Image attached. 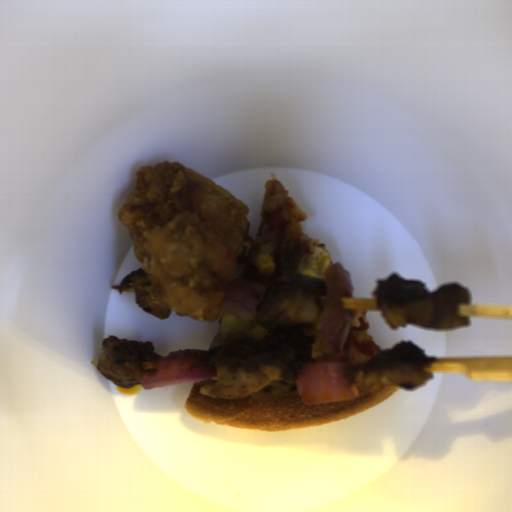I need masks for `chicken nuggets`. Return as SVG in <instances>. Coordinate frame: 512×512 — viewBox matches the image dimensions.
Returning <instances> with one entry per match:
<instances>
[{"mask_svg": "<svg viewBox=\"0 0 512 512\" xmlns=\"http://www.w3.org/2000/svg\"><path fill=\"white\" fill-rule=\"evenodd\" d=\"M165 355L156 354L150 340H133L109 335L100 342L96 369L112 384L131 389L142 382L146 374Z\"/></svg>", "mask_w": 512, "mask_h": 512, "instance_id": "obj_5", "label": "chicken nuggets"}, {"mask_svg": "<svg viewBox=\"0 0 512 512\" xmlns=\"http://www.w3.org/2000/svg\"><path fill=\"white\" fill-rule=\"evenodd\" d=\"M426 357L416 344L402 342L375 354L367 361L349 368L352 385L378 393L387 386L416 389L431 378Z\"/></svg>", "mask_w": 512, "mask_h": 512, "instance_id": "obj_3", "label": "chicken nuggets"}, {"mask_svg": "<svg viewBox=\"0 0 512 512\" xmlns=\"http://www.w3.org/2000/svg\"><path fill=\"white\" fill-rule=\"evenodd\" d=\"M129 291H134L136 303L148 315L160 320L169 318L172 310H164L161 304L154 303L151 296V279L142 266L120 280L118 294Z\"/></svg>", "mask_w": 512, "mask_h": 512, "instance_id": "obj_6", "label": "chicken nuggets"}, {"mask_svg": "<svg viewBox=\"0 0 512 512\" xmlns=\"http://www.w3.org/2000/svg\"><path fill=\"white\" fill-rule=\"evenodd\" d=\"M372 295L394 329L414 324L454 330L470 324V297L463 285L454 282L428 292L420 280L402 278L395 272L378 279Z\"/></svg>", "mask_w": 512, "mask_h": 512, "instance_id": "obj_1", "label": "chicken nuggets"}, {"mask_svg": "<svg viewBox=\"0 0 512 512\" xmlns=\"http://www.w3.org/2000/svg\"><path fill=\"white\" fill-rule=\"evenodd\" d=\"M215 378L199 393L217 398L251 395L273 382L296 381L297 366L277 360L256 339L240 337L207 351Z\"/></svg>", "mask_w": 512, "mask_h": 512, "instance_id": "obj_2", "label": "chicken nuggets"}, {"mask_svg": "<svg viewBox=\"0 0 512 512\" xmlns=\"http://www.w3.org/2000/svg\"><path fill=\"white\" fill-rule=\"evenodd\" d=\"M321 314L318 287L296 281H279L265 287L255 319L269 329L315 323Z\"/></svg>", "mask_w": 512, "mask_h": 512, "instance_id": "obj_4", "label": "chicken nuggets"}]
</instances>
